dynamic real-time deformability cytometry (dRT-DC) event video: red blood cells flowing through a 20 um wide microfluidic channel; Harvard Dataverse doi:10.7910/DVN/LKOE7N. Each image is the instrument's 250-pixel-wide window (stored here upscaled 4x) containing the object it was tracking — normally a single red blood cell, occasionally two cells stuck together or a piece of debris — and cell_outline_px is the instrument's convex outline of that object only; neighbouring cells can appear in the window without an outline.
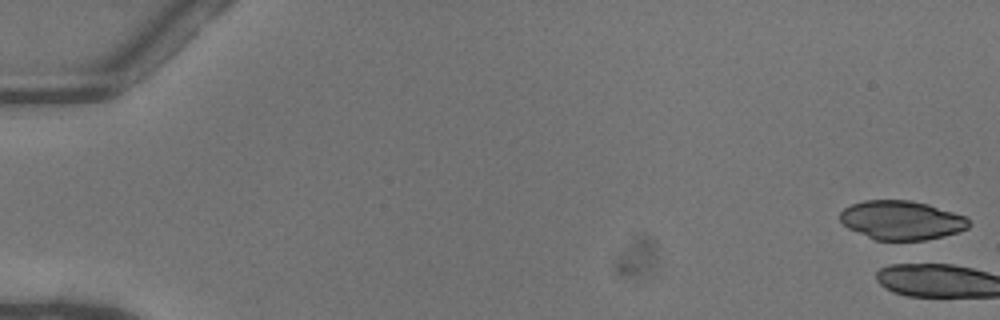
{"species": "common noctule bat (a hibernating species)", "species_latin": "Nyctalus noctula", "temperature_condition": "warm", "stored_images_in_passage": 3, "camera_frame_rate_fps": 3000, "um_per_image_px": 0.085, "animal": {"sex": "female"}, "frame": {"image": 1, "passage_image": 1, "time_ms": 0.0, "image_size_px": [1000, 320], "cell_outline_px": [[968, 228], [960, 232], [944, 236], [924, 240], [876, 240], [848, 228], [840, 220], [840, 212], [844, 208], [852, 204], [864, 200], [908, 200], [928, 204], [964, 216], [968, 220]], "centroid_in_image_um": [76.62, 18.72], "position_along_channel_um": 8.4, "area_um2": 29.07}}